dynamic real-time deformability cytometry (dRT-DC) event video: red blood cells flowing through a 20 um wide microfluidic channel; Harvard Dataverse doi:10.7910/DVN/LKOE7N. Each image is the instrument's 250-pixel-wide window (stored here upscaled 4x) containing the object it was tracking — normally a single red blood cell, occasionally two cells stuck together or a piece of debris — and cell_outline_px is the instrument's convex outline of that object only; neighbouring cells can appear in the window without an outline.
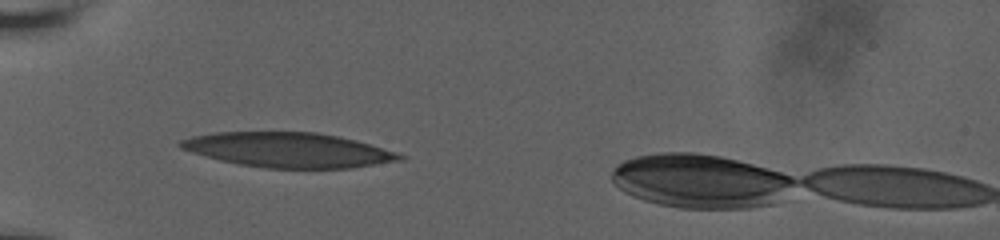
{"species": "human", "species_latin": "Homo sapiens", "temperature_condition": "room temperature", "stored_images_in_passage": 38, "camera_frame_rate_fps": 3000, "um_per_image_px": 0.085, "donor": {"sex": "male"}, "frame": {"image": 1, "passage_image": 1, "time_ms": 0.0, "image_size_px": [1000, 240], "cell_outline_px": [[408, 156], [404, 160], [352, 168], [264, 168], [240, 164], [220, 160], [192, 152], [180, 148], [176, 144], [180, 140], [192, 136], [216, 132], [316, 132], [356, 140], [396, 152]], "centroid_in_image_um": [24.53, 12.75], "position_along_channel_um": 60.5, "area_um2": 44.45}}
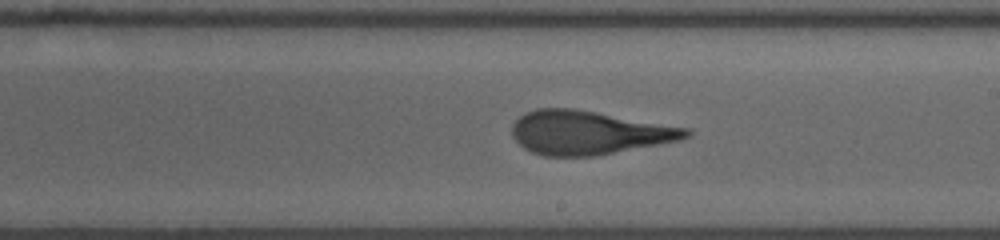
{"frame": {"image": 2, "passage_image": 16, "time_ms": 5.0, "image_size_px": [1000, 240], "cell_outline_px": [[692, 136], [680, 140], [660, 144], [596, 156], [544, 156], [532, 152], [524, 148], [512, 136], [512, 124], [524, 112], [536, 108], [572, 108], [688, 128], [692, 132]], "centroid_in_image_um": [50.02, 11.28], "position_along_channel_um": 239.0, "area_um2": 44.27}}
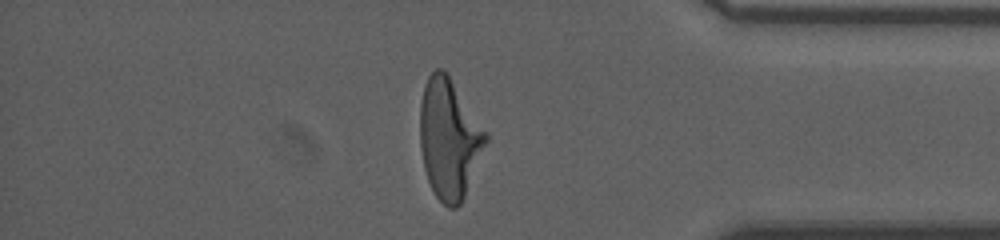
{"frame": {"image": 3, "passage_image": 30, "time_ms": 9.667, "image_size_px": [1000, 240], "cell_outline_px": [[488, 140], [464, 196], [460, 204], [456, 208], [448, 208], [432, 192], [424, 168], [420, 148], [420, 104], [424, 84], [428, 76], [436, 68], [444, 68], [488, 132]], "centroid_in_image_um": [38.17, 11.76], "position_along_channel_um": 397.0, "area_um2": 46.07}}